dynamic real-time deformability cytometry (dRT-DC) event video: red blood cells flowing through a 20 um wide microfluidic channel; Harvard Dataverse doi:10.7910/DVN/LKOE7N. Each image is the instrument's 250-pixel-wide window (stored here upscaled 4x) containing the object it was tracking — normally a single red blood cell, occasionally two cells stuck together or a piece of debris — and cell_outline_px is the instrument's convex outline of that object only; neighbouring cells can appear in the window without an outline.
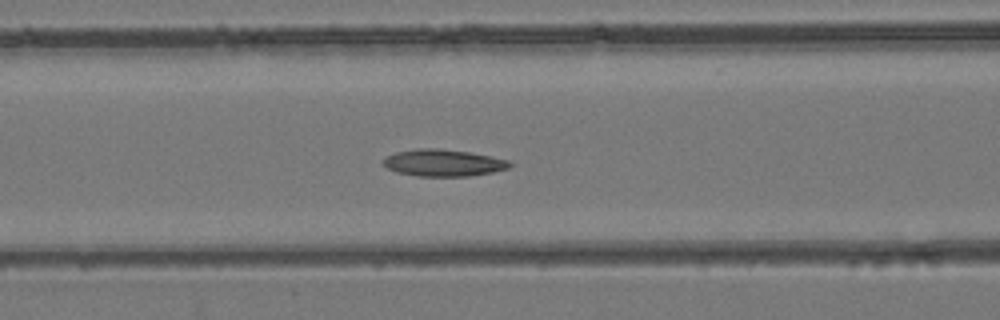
{"species": "common noctule bat (a hibernating species)", "species_latin": "Nyctalus noctula", "temperature_condition": "room temperature", "stored_images_in_passage": 18, "camera_frame_rate_fps": 3000, "um_per_image_px": 0.085, "animal": {"sex": "female", "body_mass_g": 24.6, "forearm_length_mm": 56.2}, "frame": {"image": 1, "passage_image": 7, "time_ms": 2.0, "image_size_px": [1000, 320], "cell_outline_px": [[512, 164], [508, 168], [492, 172], [468, 176], [416, 176], [396, 172], [388, 168], [384, 164], [384, 156], [396, 152], [416, 148], [436, 148], [472, 152], [492, 156], [508, 160]], "centroid_in_image_um": [37.67, 13.83], "position_along_channel_um": 128.9, "area_um2": 19.88}}
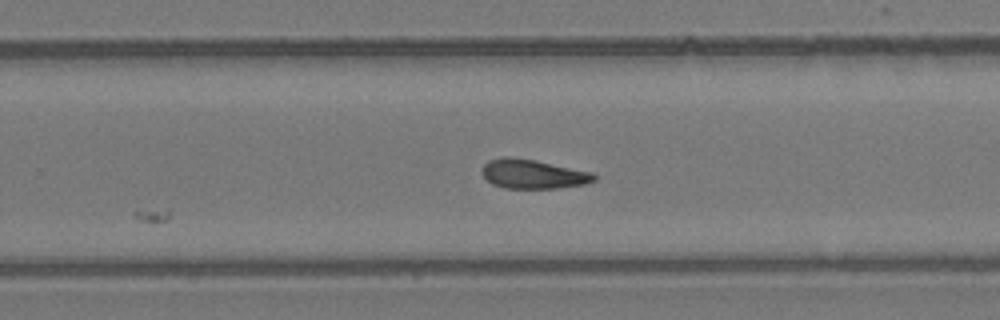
{"frame": {"image": 2, "passage_image": 18, "time_ms": 5.667, "image_size_px": [1000, 320], "cell_outline_px": [[596, 180], [584, 184], [560, 188], [504, 188], [492, 184], [480, 172], [484, 164], [488, 160], [504, 156], [512, 156], [592, 172], [596, 176]], "centroid_in_image_um": [45.27, 14.79], "position_along_channel_um": 284.5, "area_um2": 19.02}}